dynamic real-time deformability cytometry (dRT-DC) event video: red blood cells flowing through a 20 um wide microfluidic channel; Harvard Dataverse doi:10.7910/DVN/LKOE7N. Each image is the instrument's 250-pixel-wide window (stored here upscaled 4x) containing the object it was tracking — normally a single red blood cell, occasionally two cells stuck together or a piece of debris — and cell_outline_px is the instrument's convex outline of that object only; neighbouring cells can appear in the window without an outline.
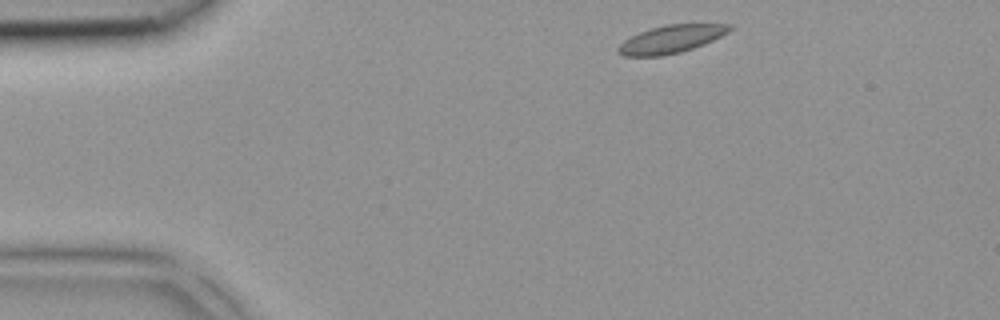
{"species": "common noctule bat (a hibernating species)", "species_latin": "Nyctalus noctula", "temperature_condition": "room temperature", "stored_images_in_passage": 37, "camera_frame_rate_fps": 3000, "um_per_image_px": 0.085, "animal": {"sex": "female", "body_mass_g": 18.4}, "frame": {"image": 1, "passage_image": 1, "time_ms": 0.0, "image_size_px": [1000, 320], "cell_outline_px": [[736, 28], [704, 44], [680, 52], [660, 56], [624, 56], [616, 52], [616, 48], [624, 40], [640, 32], [664, 24], [732, 24]], "centroid_in_image_um": [57.05, 3.32], "position_along_channel_um": 28.0, "area_um2": 18.03}}
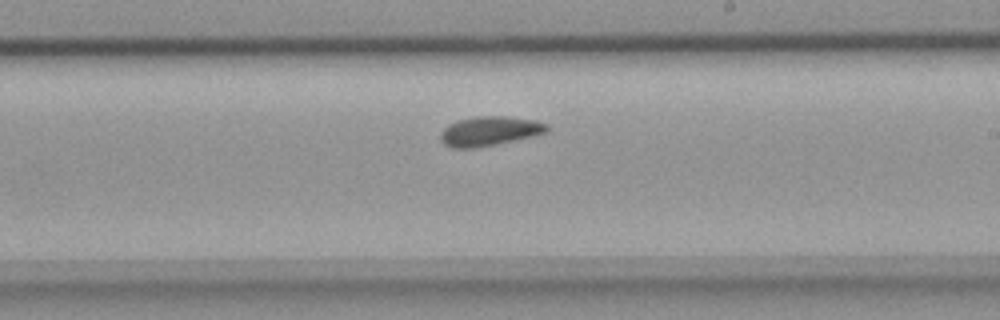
{"frame": {"image": 2, "passage_image": 19, "time_ms": 6.0, "image_size_px": [1000, 320], "cell_outline_px": [[548, 132], [532, 136], [496, 144], [476, 148], [452, 148], [444, 144], [440, 136], [440, 132], [448, 124], [460, 120], [476, 116], [508, 116], [536, 120], [548, 124]], "centroid_in_image_um": [41.62, 11.14], "position_along_channel_um": 247.4, "area_um2": 18.26}}
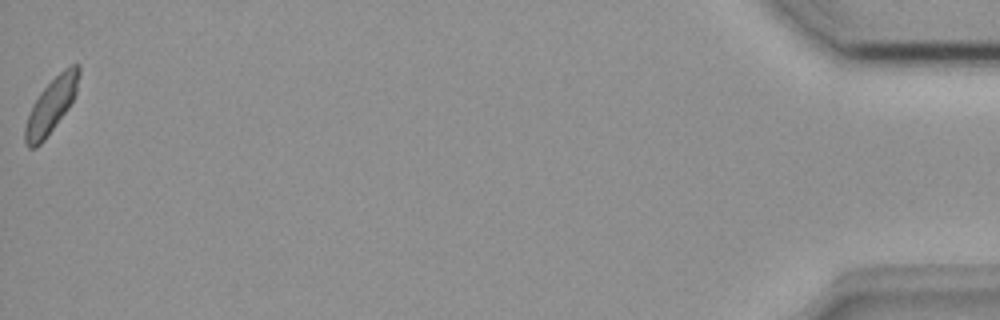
{"frame": {"image": 3, "passage_image": 37, "time_ms": 12.0, "image_size_px": [1000, 320], "cell_outline_px": [[80, 72], [76, 92], [68, 108], [44, 140], [36, 148], [28, 148], [24, 140], [24, 128], [32, 104], [40, 92], [64, 68], [72, 64], [80, 64]], "centroid_in_image_um": [4.34, 8.98], "position_along_channel_um": 430.9, "area_um2": 16.94}}